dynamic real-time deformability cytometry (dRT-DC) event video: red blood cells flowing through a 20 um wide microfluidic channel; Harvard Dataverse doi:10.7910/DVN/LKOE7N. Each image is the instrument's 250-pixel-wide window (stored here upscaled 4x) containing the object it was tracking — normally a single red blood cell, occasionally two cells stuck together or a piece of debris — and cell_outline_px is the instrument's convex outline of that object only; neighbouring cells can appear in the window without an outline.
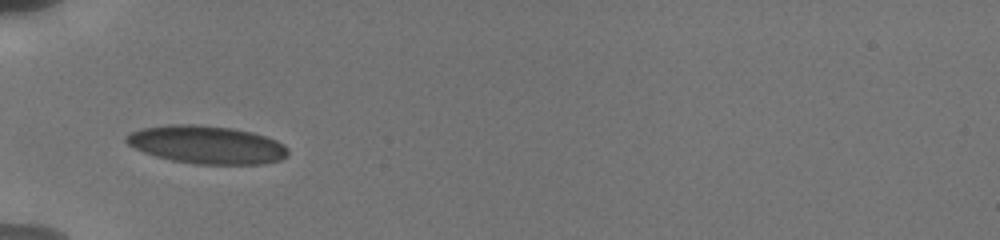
{"species": "human", "species_latin": "Homo sapiens", "temperature_condition": "cold", "stored_images_in_passage": 7, "camera_frame_rate_fps": 3000, "um_per_image_px": 0.085, "donor": {"sex": "male"}, "frame": {"image": 1, "passage_image": 1, "time_ms": 0.0, "image_size_px": [1000, 240], "cell_outline_px": [[288, 156], [280, 160], [264, 164], [196, 164], [172, 160], [156, 156], [144, 152], [128, 144], [124, 140], [124, 136], [132, 132], [144, 128], [168, 124], [192, 124], [232, 128], [252, 132], [276, 140], [284, 144], [288, 148]], "centroid_in_image_um": [17.59, 12.3], "position_along_channel_um": 67.4, "area_um2": 35.78}}
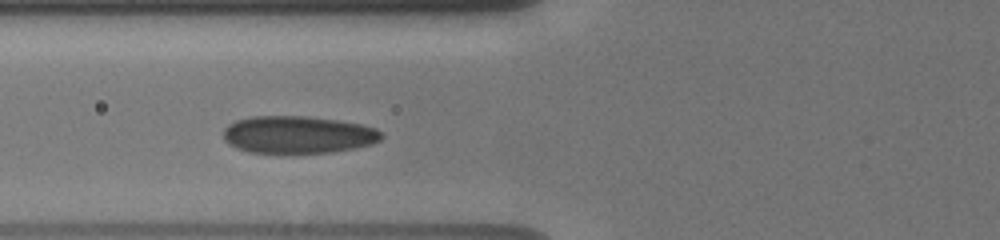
{"frame": {"image": 2, "passage_image": 6, "time_ms": 1.0, "image_size_px": [1000, 240], "cell_outline_px": [[384, 136], [380, 140], [372, 144], [356, 148], [332, 152], [248, 152], [236, 148], [228, 144], [224, 140], [224, 128], [228, 124], [236, 120], [252, 116], [308, 116], [364, 124], [376, 128]], "centroid_in_image_um": [25.34, 11.43], "position_along_channel_um": 100.5, "area_um2": 34.51}}